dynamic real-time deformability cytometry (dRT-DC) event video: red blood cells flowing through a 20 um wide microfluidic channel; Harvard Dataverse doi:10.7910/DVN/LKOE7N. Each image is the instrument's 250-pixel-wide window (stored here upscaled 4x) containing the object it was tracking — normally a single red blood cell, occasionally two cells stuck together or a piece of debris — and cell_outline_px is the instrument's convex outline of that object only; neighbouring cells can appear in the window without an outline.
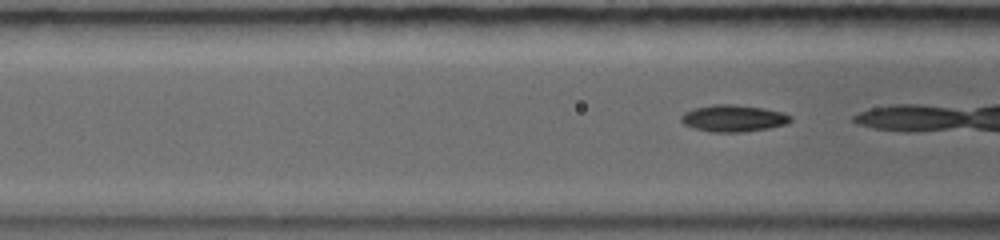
{"species": "common noctule bat (a hibernating species)", "species_latin": "Nyctalus noctula", "temperature_condition": "warm", "stored_images_in_passage": 29, "camera_frame_rate_fps": 5000, "um_per_image_px": 0.085, "animal": {"sex": "female", "body_mass_g": 19.0, "forearm_length_mm": 56.7}, "frame": {"image": 1, "passage_image": 5, "time_ms": 1.2, "image_size_px": [1000, 240], "cell_outline_px": [[792, 120], [788, 124], [768, 128], [744, 132], [712, 132], [692, 128], [684, 124], [680, 120], [680, 116], [684, 112], [692, 108], [712, 104], [732, 104], [764, 108], [780, 112], [792, 116]], "centroid_in_image_um": [62.3, 10.05], "position_along_channel_um": 104.3, "area_um2": 17.28}}